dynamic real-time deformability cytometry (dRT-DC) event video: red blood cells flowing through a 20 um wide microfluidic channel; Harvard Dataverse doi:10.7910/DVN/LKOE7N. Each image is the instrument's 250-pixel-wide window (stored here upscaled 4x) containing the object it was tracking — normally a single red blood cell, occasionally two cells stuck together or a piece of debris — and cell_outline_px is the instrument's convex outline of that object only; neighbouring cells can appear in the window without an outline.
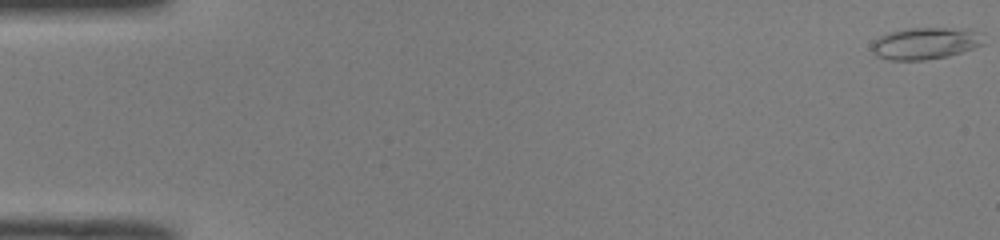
{"species": "common noctule bat (a hibernating species)", "species_latin": "Nyctalus noctula", "temperature_condition": "room temperature", "stored_images_in_passage": 53, "segment_of_instrument_passage": [1, 2], "camera_frame_rate_fps": 3000, "um_per_image_px": 0.085, "animal": {"sex": "male", "body_mass_g": 19.0, "forearm_length_mm": 50.8}, "frame": {"image": 1, "passage_image": 1, "time_ms": 0.0, "image_size_px": [1000, 240], "cell_outline_px": [[984, 44], [948, 56], [924, 60], [888, 60], [876, 56], [872, 52], [872, 40], [888, 32], [908, 28], [968, 28], [984, 32]], "centroid_in_image_um": [78.67, 3.67], "position_along_channel_um": 6.3, "area_um2": 21.15}}
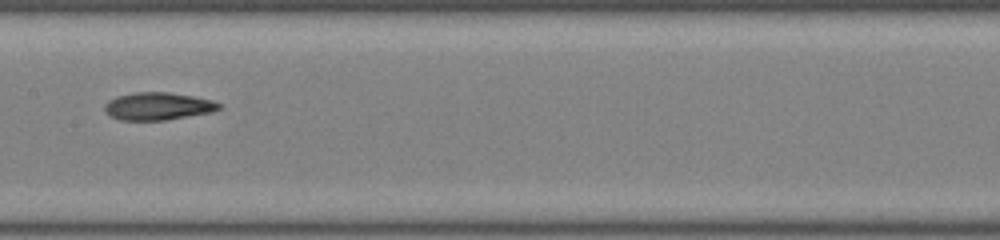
{"frame": {"image": 2, "passage_image": 27, "time_ms": 8.667, "image_size_px": [1000, 240], "cell_outline_px": [[220, 108], [212, 112], [164, 120], [120, 120], [112, 116], [104, 108], [104, 104], [108, 100], [116, 96], [136, 92], [168, 92], [192, 96], [212, 100], [220, 104]], "centroid_in_image_um": [13.41, 9.02], "position_along_channel_um": 194.0, "area_um2": 18.21}}
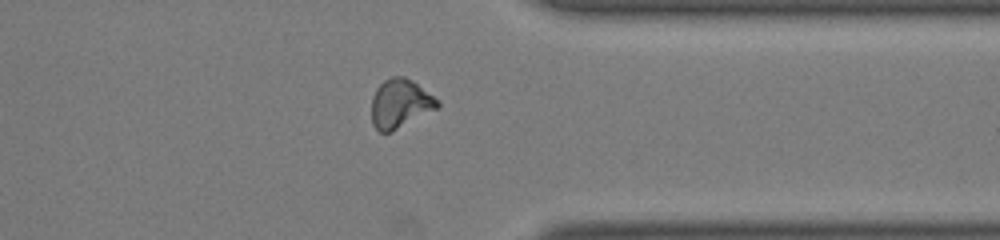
{"frame": {"image": 3, "passage_image": 41, "time_ms": 13.333, "image_size_px": [1000, 240], "cell_outline_px": [[440, 108], [392, 132], [380, 132], [372, 124], [372, 96], [376, 88], [384, 80], [392, 76], [404, 76], [412, 80], [440, 100]], "centroid_in_image_um": [34.04, 8.81], "position_along_channel_um": 377.4, "area_um2": 19.13}}